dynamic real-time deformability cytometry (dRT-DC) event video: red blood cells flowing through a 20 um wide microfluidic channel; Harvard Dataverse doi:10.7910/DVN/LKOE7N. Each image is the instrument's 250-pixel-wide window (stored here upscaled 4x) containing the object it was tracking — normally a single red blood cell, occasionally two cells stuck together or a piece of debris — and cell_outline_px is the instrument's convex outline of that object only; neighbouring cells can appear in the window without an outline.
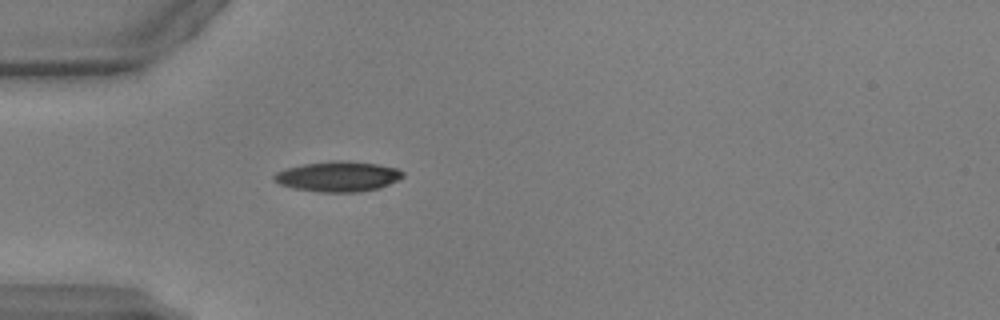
{"species": "common noctule bat (a hibernating species)", "species_latin": "Nyctalus noctula", "temperature_condition": "warm", "stored_images_in_passage": 37, "camera_frame_rate_fps": 3000, "um_per_image_px": 0.085, "animal": {"sex": "male", "body_mass_g": 17.9, "forearm_length_mm": 54.2}, "frame": {"image": 1, "passage_image": 1, "time_ms": 0.0, "image_size_px": [1000, 320], "cell_outline_px": [[404, 176], [380, 188], [360, 192], [320, 192], [292, 188], [280, 184], [272, 180], [272, 176], [276, 172], [284, 168], [304, 164], [332, 160], [344, 160], [376, 164], [396, 168], [404, 172]], "centroid_in_image_um": [28.68, 15.0], "position_along_channel_um": 56.3, "area_um2": 22.83}}
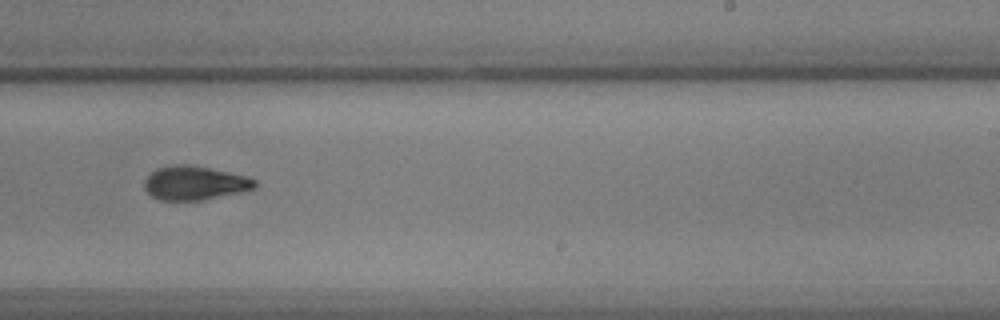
{"frame": {"image": 2, "passage_image": 18, "time_ms": 5.667, "image_size_px": [1000, 320], "cell_outline_px": [[256, 188], [240, 192], [200, 200], [160, 200], [152, 196], [144, 188], [144, 180], [156, 168], [176, 164], [188, 164], [248, 176], [256, 180]], "centroid_in_image_um": [16.54, 15.55], "position_along_channel_um": 272.5, "area_um2": 21.68}}
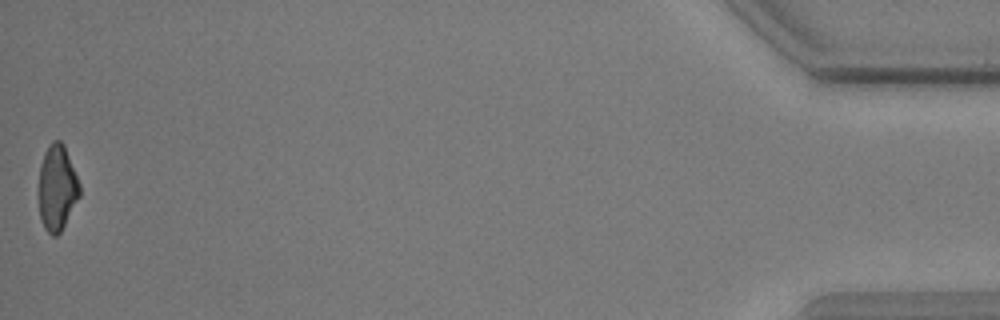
{"frame": {"image": 3, "passage_image": 37, "time_ms": 12.0, "image_size_px": [1000, 320], "cell_outline_px": [[80, 196], [60, 232], [56, 236], [52, 236], [44, 228], [40, 216], [36, 196], [36, 192], [40, 164], [44, 152], [48, 144], [52, 140], [60, 140], [64, 144], [80, 184]], "centroid_in_image_um": [4.8, 15.94], "position_along_channel_um": 430.4, "area_um2": 21.04}, "authors_computed_cell_mechanics": {"area_um2": 21.7328, "velocity_mm_per_s": 3.9277, "shape_relaxation_time_tau1_ms": 3.8783, "shape_relaxation_time_tau2_ms": 3.5997, "deformation_change_tau1": 0.1542, "deformation_change_tau2": 0.0952}}